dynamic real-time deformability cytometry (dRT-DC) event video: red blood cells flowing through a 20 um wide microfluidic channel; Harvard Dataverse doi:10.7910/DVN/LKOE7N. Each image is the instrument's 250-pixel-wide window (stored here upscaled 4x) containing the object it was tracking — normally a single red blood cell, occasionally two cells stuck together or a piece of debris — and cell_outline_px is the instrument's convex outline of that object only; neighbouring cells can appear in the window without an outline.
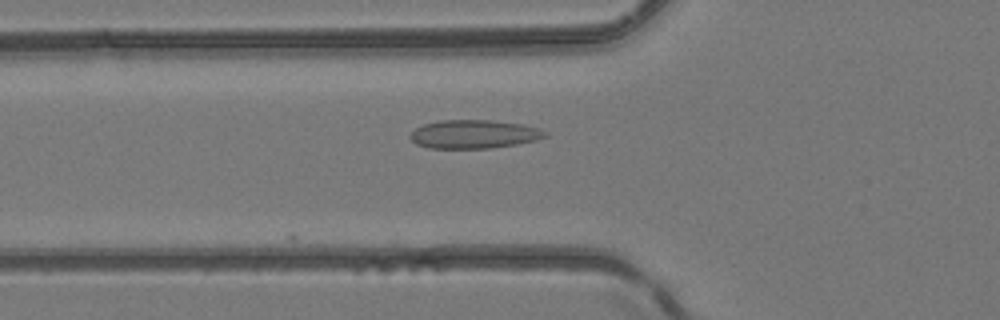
{"species": "common noctule bat (a hibernating species)", "species_latin": "Nyctalus noctula", "temperature_condition": "room temperature", "stored_images_in_passage": 6, "camera_frame_rate_fps": 3000, "um_per_image_px": 0.085, "animal": {"sex": "female", "body_mass_g": 24.6, "forearm_length_mm": 56.2}, "frame": {"image": 1, "passage_image": 6, "time_ms": 6.0, "image_size_px": [1000, 320], "cell_outline_px": [[548, 136], [536, 140], [516, 144], [492, 148], [428, 148], [416, 144], [408, 136], [416, 128], [424, 124], [440, 120], [492, 120], [520, 124], [540, 128], [548, 132]], "centroid_in_image_um": [40.3, 11.4], "position_along_channel_um": 85.5, "area_um2": 22.48}}